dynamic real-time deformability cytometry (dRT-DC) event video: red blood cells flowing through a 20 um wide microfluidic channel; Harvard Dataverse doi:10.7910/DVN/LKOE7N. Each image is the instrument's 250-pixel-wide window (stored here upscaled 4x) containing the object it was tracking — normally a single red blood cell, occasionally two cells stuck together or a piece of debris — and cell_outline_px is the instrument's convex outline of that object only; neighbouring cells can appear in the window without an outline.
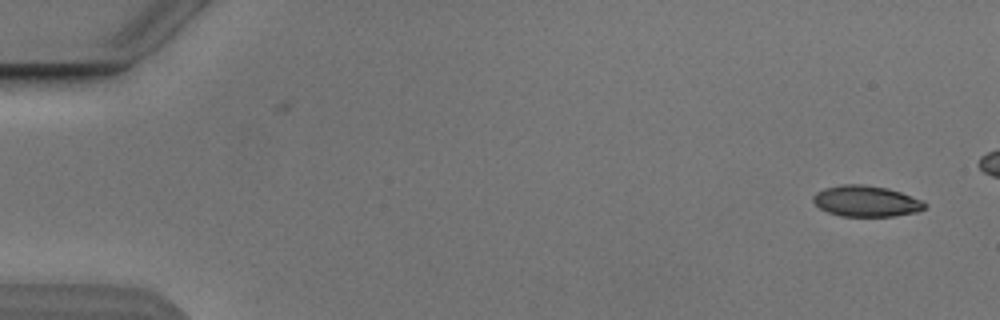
{"species": "Egyptian fruit bat (a non-hibernating species)", "species_latin": "Rousettus aegyptiacus", "temperature_condition": "cold", "stored_images_in_passage": 10, "camera_frame_rate_fps": 3000, "um_per_image_px": 0.085, "animal": {"sex": "male"}, "frame": {"image": 1, "passage_image": 1, "time_ms": 0.0, "image_size_px": [1000, 320], "cell_outline_px": [[928, 204], [924, 208], [916, 212], [892, 216], [840, 216], [828, 212], [820, 208], [812, 200], [812, 196], [816, 192], [824, 188], [840, 184], [860, 184], [888, 188], [924, 200]], "centroid_in_image_um": [73.62, 17.09], "position_along_channel_um": 11.4, "area_um2": 20.23}}
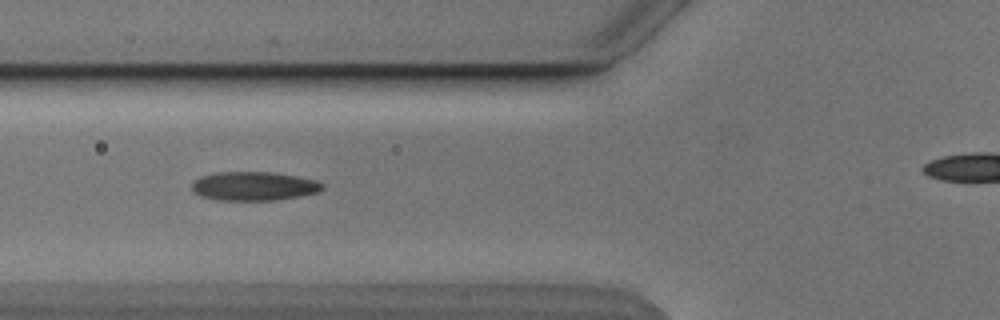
{"frame": {"image": 2, "passage_image": 6, "time_ms": 6.0, "image_size_px": [1000, 320], "cell_outline_px": [[324, 188], [316, 192], [300, 196], [276, 200], [216, 200], [200, 196], [192, 192], [192, 184], [200, 176], [216, 172], [272, 172], [296, 176], [316, 180], [324, 184]], "centroid_in_image_um": [21.56, 15.82], "position_along_channel_um": 104.2, "area_um2": 22.02}}
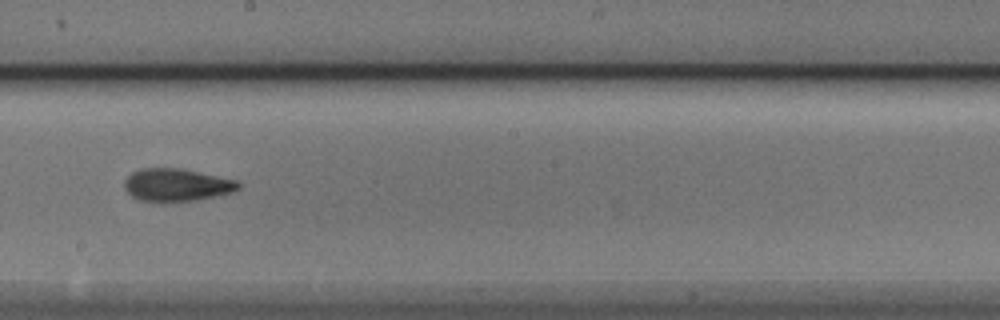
{"frame": {"image": 3, "passage_image": 9, "time_ms": 9.333, "image_size_px": [1000, 320], "cell_outline_px": [[240, 188], [232, 192], [216, 196], [196, 200], [140, 200], [132, 196], [124, 188], [124, 180], [132, 172], [140, 168], [180, 168], [236, 180], [240, 184]], "centroid_in_image_um": [15.01, 15.69], "position_along_channel_um": 233.2, "area_um2": 21.27}}